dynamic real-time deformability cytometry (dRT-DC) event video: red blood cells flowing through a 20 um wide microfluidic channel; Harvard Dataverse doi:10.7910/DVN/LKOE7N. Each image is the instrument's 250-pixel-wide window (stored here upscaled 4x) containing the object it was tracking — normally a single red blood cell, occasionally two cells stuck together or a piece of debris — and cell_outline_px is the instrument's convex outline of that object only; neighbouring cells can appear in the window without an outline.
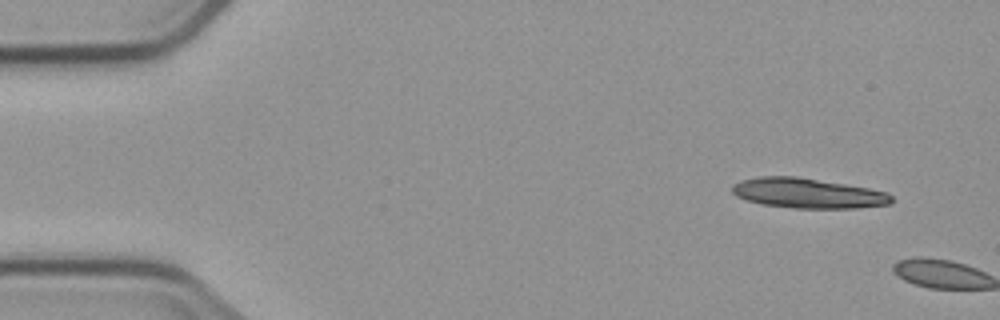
{"species": "common noctule bat (a hibernating species)", "species_latin": "Nyctalus noctula", "temperature_condition": "cold", "stored_images_in_passage": 4, "camera_frame_rate_fps": 3000, "um_per_image_px": 0.085, "animal": {"sex": "male", "body_mass_g": 23.1, "forearm_length_mm": 52.7}, "frame": {"image": 1, "passage_image": 1, "time_ms": 0.0, "image_size_px": [1000, 320], "cell_outline_px": [[892, 200], [888, 204], [856, 208], [792, 208], [764, 204], [748, 200], [736, 196], [732, 192], [732, 184], [740, 180], [760, 176], [796, 176], [868, 188], [888, 192], [892, 196]], "centroid_in_image_um": [68.63, 16.41], "position_along_channel_um": 16.4, "area_um2": 27.69}}